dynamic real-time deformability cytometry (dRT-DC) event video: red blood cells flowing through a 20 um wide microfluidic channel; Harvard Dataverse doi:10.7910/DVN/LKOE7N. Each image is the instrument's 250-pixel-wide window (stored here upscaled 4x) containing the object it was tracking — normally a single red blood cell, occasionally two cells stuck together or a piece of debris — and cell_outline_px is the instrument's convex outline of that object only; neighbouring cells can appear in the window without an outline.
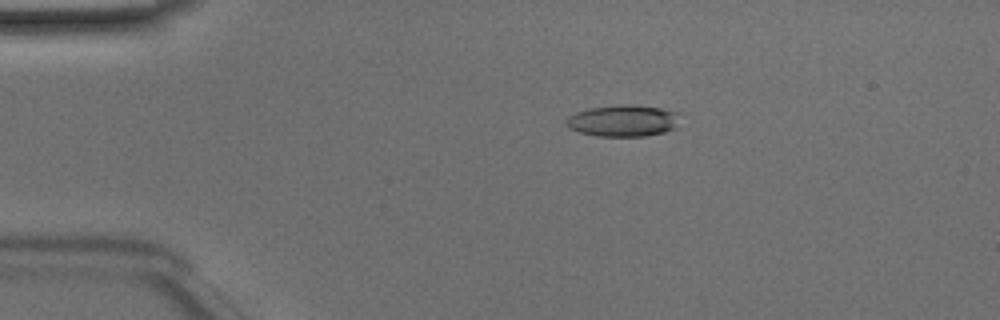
{"species": "Egyptian fruit bat (a non-hibernating species)", "species_latin": "Rousettus aegyptiacus", "temperature_condition": "room temperature", "stored_images_in_passage": 50, "camera_frame_rate_fps": 3000, "um_per_image_px": 0.085, "animal": {"sex": "male"}, "frame": {"image": 1, "passage_image": 10, "time_ms": 3.0, "image_size_px": [1000, 320], "cell_outline_px": [[676, 128], [664, 132], [644, 136], [596, 136], [580, 132], [568, 128], [564, 120], [568, 116], [576, 112], [588, 108], [624, 104], [632, 104], [660, 108], [676, 112]], "centroid_in_image_um": [52.9, 10.26], "position_along_channel_um": 32.1, "area_um2": 20.87}}
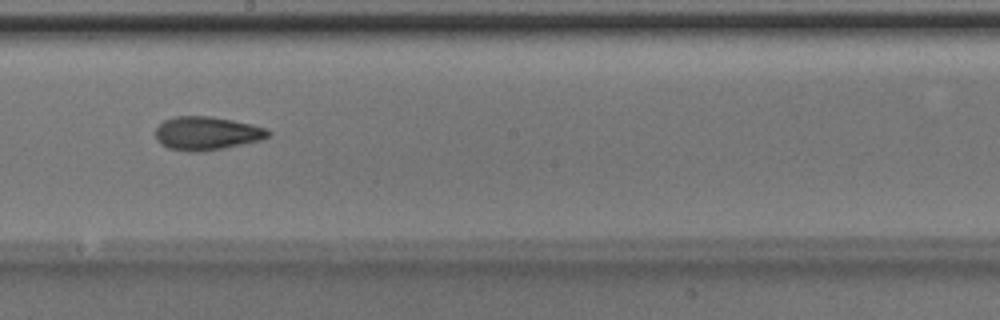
{"frame": {"image": 2, "passage_image": 28, "time_ms": 9.0, "image_size_px": [1000, 320], "cell_outline_px": [[272, 132], [268, 136], [260, 140], [224, 148], [200, 152], [188, 152], [168, 148], [160, 144], [156, 140], [156, 128], [164, 120], [176, 116], [208, 116], [232, 120], [252, 124], [268, 128]], "centroid_in_image_um": [17.57, 11.34], "position_along_channel_um": 230.6, "area_um2": 22.08}}
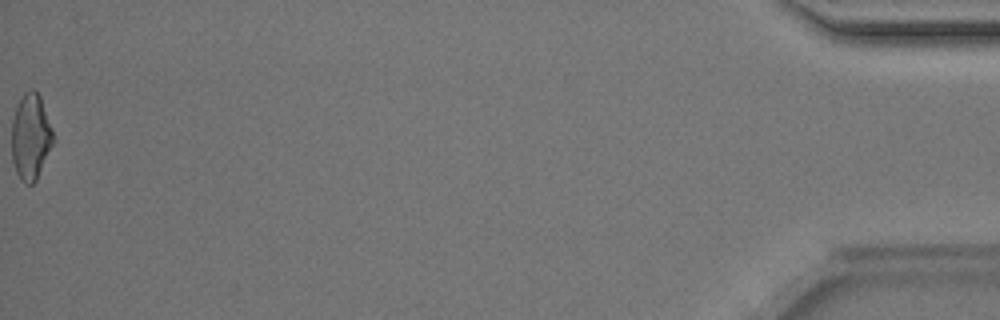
{"frame": {"image": 3, "passage_image": 50, "time_ms": 16.333, "image_size_px": [1000, 320], "cell_outline_px": [[56, 140], [36, 180], [32, 184], [24, 184], [20, 180], [16, 172], [12, 160], [12, 120], [16, 104], [24, 92], [32, 88], [40, 96], [52, 128]], "centroid_in_image_um": [2.62, 11.63], "position_along_channel_um": 432.6, "area_um2": 21.15}, "authors_computed_cell_mechanics": {"area_um2": 21.2126, "velocity_mm_per_s": 4.1189, "shape_relaxation_time_tau1_ms": 3.2985, "shape_relaxation_time_tau2_ms": 2.9057, "deformation_change_tau1": 0.1356, "deformation_change_tau2": 0.1137}}